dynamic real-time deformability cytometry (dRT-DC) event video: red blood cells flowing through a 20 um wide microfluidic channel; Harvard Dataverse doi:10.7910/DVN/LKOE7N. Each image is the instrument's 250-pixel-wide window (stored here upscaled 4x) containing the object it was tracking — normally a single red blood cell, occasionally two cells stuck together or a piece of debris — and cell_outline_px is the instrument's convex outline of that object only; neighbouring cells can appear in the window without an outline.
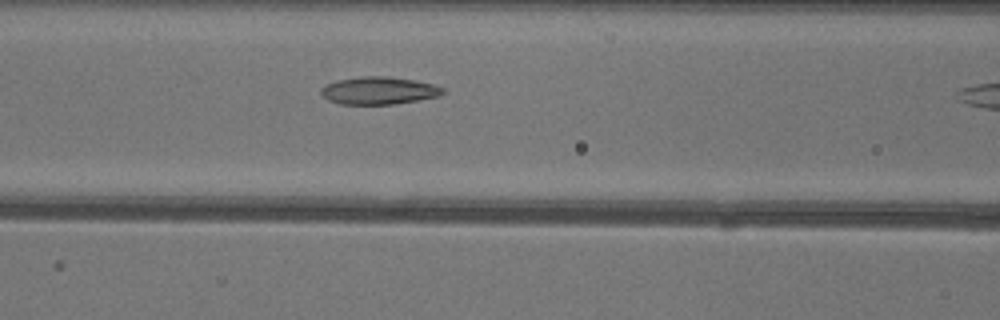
{"species": "common noctule bat (a hibernating species)", "species_latin": "Nyctalus noctula", "temperature_condition": "warm", "stored_images_in_passage": 11, "camera_frame_rate_fps": 3000, "um_per_image_px": 0.085, "animal": {"sex": "female"}, "frame": {"image": 1, "passage_image": 10, "time_ms": 3.0, "image_size_px": [1000, 320], "cell_outline_px": [[444, 92], [440, 96], [392, 104], [340, 104], [328, 100], [320, 92], [320, 88], [336, 80], [360, 76], [388, 76], [412, 80], [432, 84], [444, 88]], "centroid_in_image_um": [32.17, 7.69], "position_along_channel_um": 134.4, "area_um2": 19.42}}